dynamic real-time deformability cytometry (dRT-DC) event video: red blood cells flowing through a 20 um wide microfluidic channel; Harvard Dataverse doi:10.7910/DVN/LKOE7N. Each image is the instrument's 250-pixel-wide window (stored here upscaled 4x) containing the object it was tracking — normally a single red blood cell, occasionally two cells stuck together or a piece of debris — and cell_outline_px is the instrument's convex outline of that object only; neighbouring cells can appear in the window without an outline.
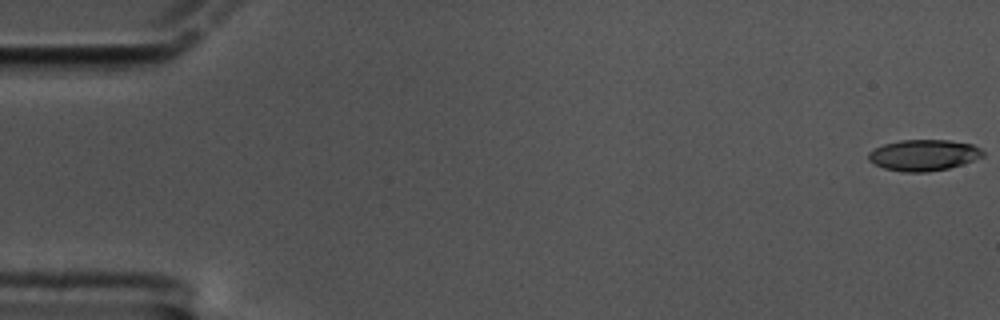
{"species": "common noctule bat (a hibernating species)", "species_latin": "Nyctalus noctula", "temperature_condition": "cold", "stored_images_in_passage": 59, "camera_frame_rate_fps": 3000, "um_per_image_px": 0.085, "animal": {"sex": "male", "body_mass_g": 17.5, "forearm_length_mm": 52.3}, "frame": {"image": 1, "passage_image": 1, "time_ms": 0.0, "image_size_px": [1000, 320], "cell_outline_px": [[984, 156], [964, 164], [948, 168], [928, 172], [904, 172], [884, 168], [868, 160], [868, 152], [884, 144], [900, 140], [948, 140], [972, 144], [980, 148], [984, 152]], "centroid_in_image_um": [78.53, 13.19], "position_along_channel_um": 6.5, "area_um2": 20.75}}
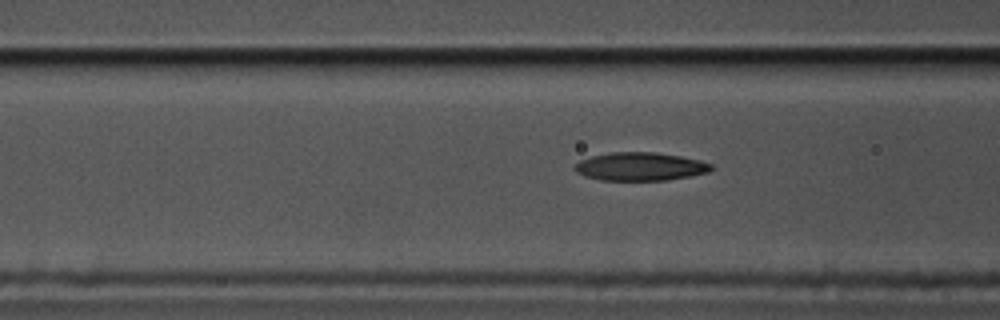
{"frame": {"image": 2, "passage_image": 23, "time_ms": 7.333, "image_size_px": [1000, 320], "cell_outline_px": [[712, 168], [708, 172], [668, 180], [600, 180], [584, 176], [576, 172], [572, 168], [580, 160], [592, 156], [608, 152], [656, 152], [680, 156], [700, 160], [712, 164]], "centroid_in_image_um": [54.38, 14.15], "position_along_channel_um": 112.2, "area_um2": 22.48}}
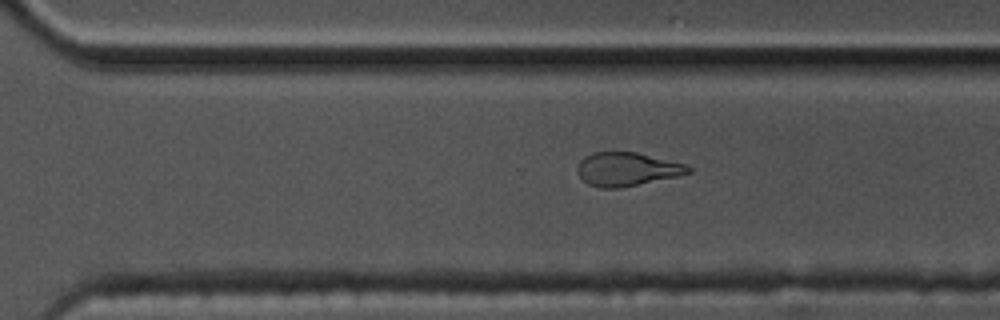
{"frame": {"image": 3, "passage_image": 41, "time_ms": 13.333, "image_size_px": [1000, 320], "cell_outline_px": [[692, 172], [676, 176], [620, 188], [600, 188], [588, 184], [576, 172], [576, 168], [580, 160], [584, 156], [592, 152], [636, 152], [684, 164], [692, 168]], "centroid_in_image_um": [53.24, 14.38], "position_along_channel_um": 317.4, "area_um2": 21.56}, "authors_computed_cell_mechanics": {"area_um2": 22.3686, "velocity_mm_per_s": 3.4203, "shape_relaxation_time_tau1_ms": 6.3148, "shape_relaxation_time_tau2_ms": 3.3405, "deformation_change_tau1": 0.1966, "deformation_change_tau2": 0.1113}}